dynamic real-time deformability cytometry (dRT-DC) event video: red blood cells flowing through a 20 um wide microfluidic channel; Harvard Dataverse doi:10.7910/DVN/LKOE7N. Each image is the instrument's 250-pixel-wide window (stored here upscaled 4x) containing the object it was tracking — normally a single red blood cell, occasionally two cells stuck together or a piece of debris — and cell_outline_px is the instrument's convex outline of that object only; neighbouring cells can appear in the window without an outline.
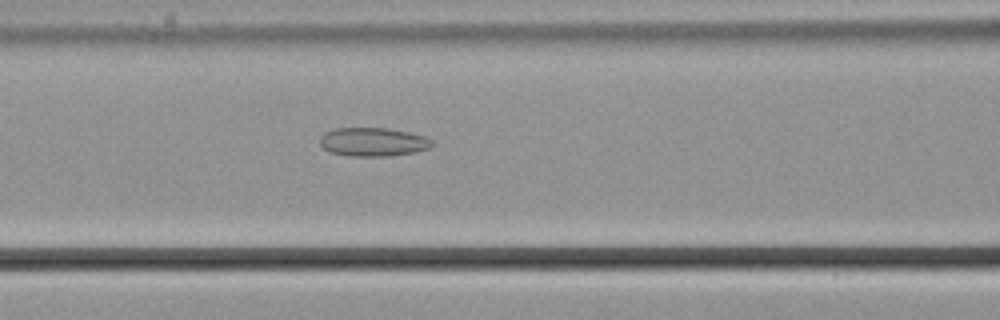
{"species": "common noctule bat (a hibernating species)", "species_latin": "Nyctalus noctula", "temperature_condition": "cold", "stored_images_in_passage": 34, "camera_frame_rate_fps": 3000, "um_per_image_px": 0.085, "animal": {"sex": "male", "body_mass_g": 21.5, "forearm_length_mm": 52.0}, "frame": {"image": 1, "passage_image": 24, "time_ms": 7.667, "image_size_px": [1000, 320], "cell_outline_px": [[432, 144], [428, 148], [416, 152], [388, 156], [352, 156], [328, 152], [320, 144], [320, 136], [324, 132], [332, 128], [388, 128], [408, 132], [424, 136], [432, 140]], "centroid_in_image_um": [31.67, 12.06], "position_along_channel_um": 134.9, "area_um2": 18.79}}
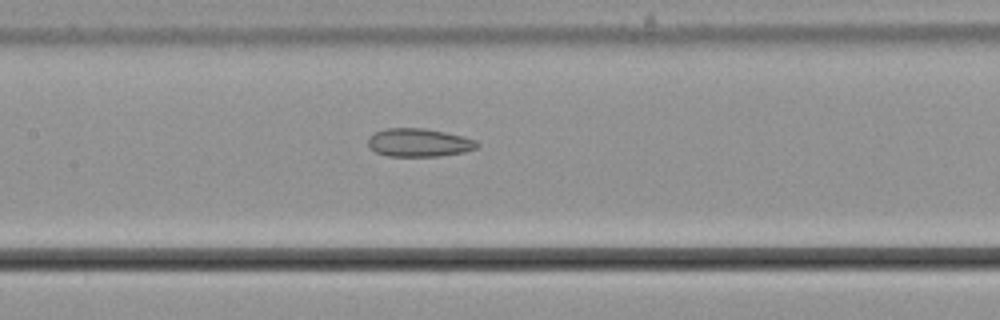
{"frame": {"image": 2, "passage_image": 27, "time_ms": 8.667, "image_size_px": [1000, 320], "cell_outline_px": [[480, 144], [476, 148], [464, 152], [440, 156], [388, 156], [376, 152], [368, 148], [368, 136], [384, 128], [424, 128], [464, 136], [476, 140]], "centroid_in_image_um": [35.59, 12.12], "position_along_channel_um": 171.8, "area_um2": 18.09}}
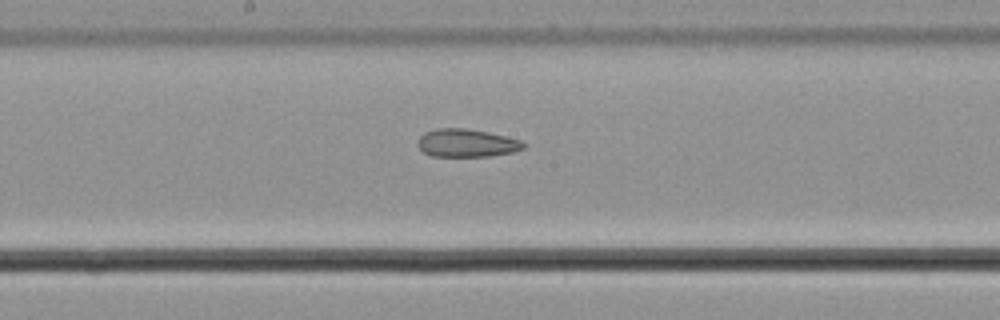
{"frame": {"image": 3, "passage_image": 30, "time_ms": 9.667, "image_size_px": [1000, 320], "cell_outline_px": [[528, 144], [524, 148], [512, 152], [488, 156], [432, 156], [424, 152], [416, 144], [416, 140], [424, 132], [436, 128], [464, 128], [488, 132], [520, 140]], "centroid_in_image_um": [39.64, 12.15], "position_along_channel_um": 208.6, "area_um2": 17.28}}